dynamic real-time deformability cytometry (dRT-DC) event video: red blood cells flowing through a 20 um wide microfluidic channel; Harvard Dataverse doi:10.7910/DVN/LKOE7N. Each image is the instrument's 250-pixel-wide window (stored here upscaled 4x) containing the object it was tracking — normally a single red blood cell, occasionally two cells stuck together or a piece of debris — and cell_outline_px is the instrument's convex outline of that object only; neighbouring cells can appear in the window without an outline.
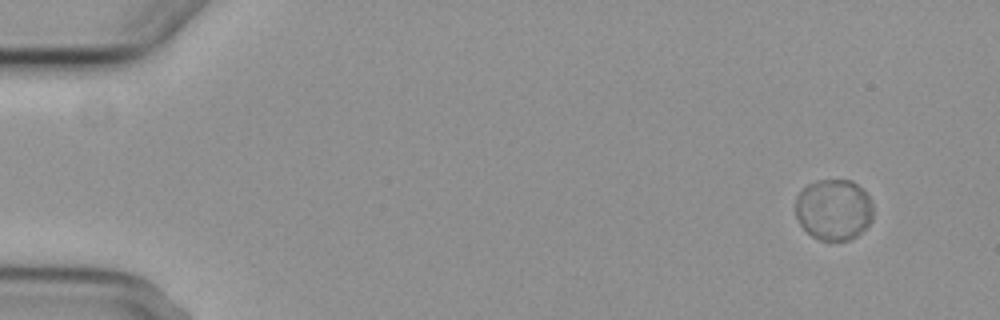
{"species": "common noctule bat (a hibernating species)", "species_latin": "Nyctalus noctula", "temperature_condition": "cold", "stored_images_in_passage": 9, "camera_frame_rate_fps": 3000, "um_per_image_px": 0.085, "animal": {"sex": "female", "body_mass_g": 29.2, "forearm_length_mm": 56.3}, "frame": {"image": 1, "passage_image": 2, "time_ms": 1.0, "image_size_px": [1000, 320], "cell_outline_px": [[872, 220], [856, 236], [848, 240], [820, 240], [812, 236], [800, 224], [796, 216], [796, 196], [808, 184], [816, 180], [852, 180], [872, 200]], "centroid_in_image_um": [70.85, 17.81], "position_along_channel_um": 14.1, "area_um2": 27.46}}
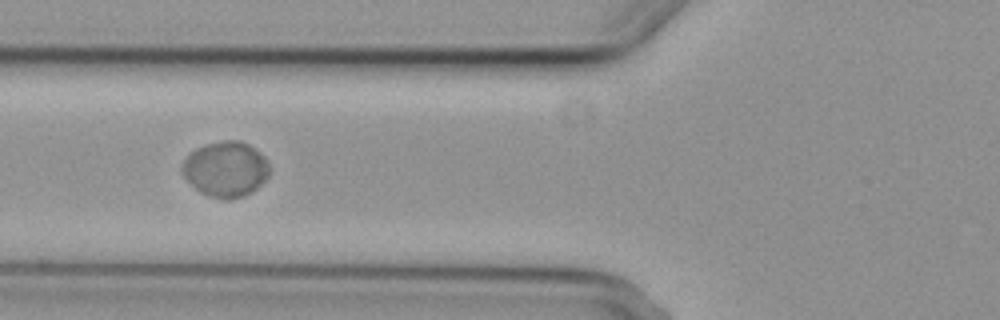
{"frame": {"image": 2, "passage_image": 7, "time_ms": 7.0, "image_size_px": [1000, 320], "cell_outline_px": [[268, 176], [252, 192], [244, 196], [228, 200], [224, 200], [208, 196], [200, 192], [180, 172], [180, 168], [184, 160], [196, 148], [204, 144], [224, 140], [240, 140], [248, 144], [260, 152], [268, 160]], "centroid_in_image_um": [19.17, 14.38], "position_along_channel_um": 106.6, "area_um2": 28.26}}
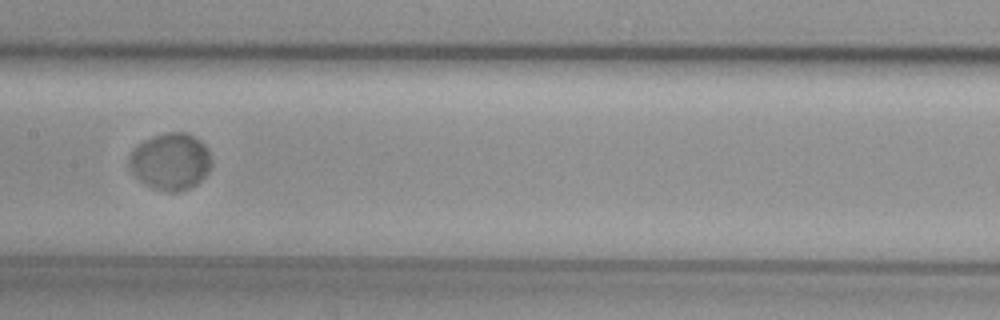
{"frame": {"image": 3, "passage_image": 9, "time_ms": 9.333, "image_size_px": [1000, 320], "cell_outline_px": [[212, 164], [208, 172], [196, 184], [188, 188], [176, 192], [168, 192], [152, 188], [140, 180], [128, 168], [128, 164], [132, 152], [144, 140], [152, 136], [168, 132], [184, 132], [200, 140], [208, 148], [212, 160]], "centroid_in_image_um": [14.51, 13.73], "position_along_channel_um": 192.9, "area_um2": 27.17}}